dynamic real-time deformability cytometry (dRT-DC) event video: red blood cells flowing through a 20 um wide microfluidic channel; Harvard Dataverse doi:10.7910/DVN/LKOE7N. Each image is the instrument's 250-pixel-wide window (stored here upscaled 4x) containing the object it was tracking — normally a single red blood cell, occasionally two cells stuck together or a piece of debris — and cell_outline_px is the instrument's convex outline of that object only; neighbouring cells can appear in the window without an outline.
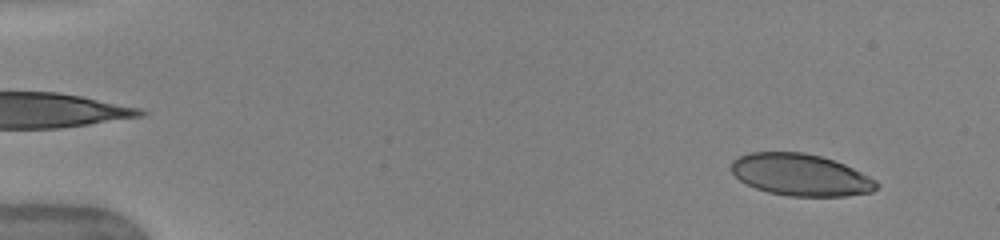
{"species": "human", "species_latin": "Homo sapiens", "temperature_condition": "warm", "stored_images_in_passage": 50, "camera_frame_rate_fps": 3000, "um_per_image_px": 0.085, "donor": {"sex": "female"}, "frame": {"image": 1, "passage_image": 4, "time_ms": 1.0, "image_size_px": [1000, 240], "cell_outline_px": [[880, 184], [872, 192], [844, 196], [788, 196], [768, 192], [756, 188], [740, 180], [732, 172], [732, 160], [748, 152], [804, 152], [820, 156], [844, 164], [876, 180]], "centroid_in_image_um": [68.05, 14.86], "position_along_channel_um": 17.0, "area_um2": 35.26}}
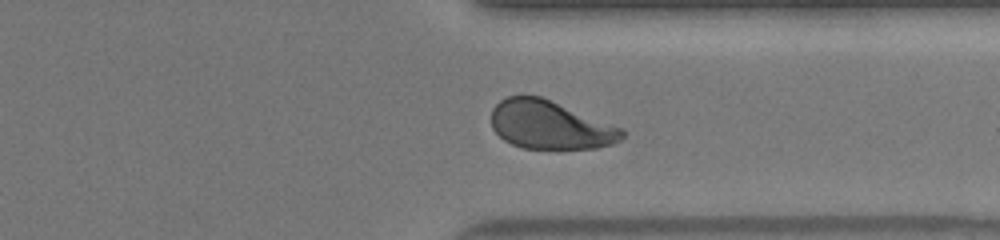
{"frame": {"image": 2, "passage_image": 39, "time_ms": 12.667, "image_size_px": [1000, 240], "cell_outline_px": [[624, 136], [620, 140], [612, 144], [596, 148], [524, 148], [512, 144], [504, 140], [492, 128], [492, 108], [500, 100], [508, 96], [540, 96], [624, 128]], "centroid_in_image_um": [46.77, 10.62], "position_along_channel_um": 364.6, "area_um2": 36.7}}
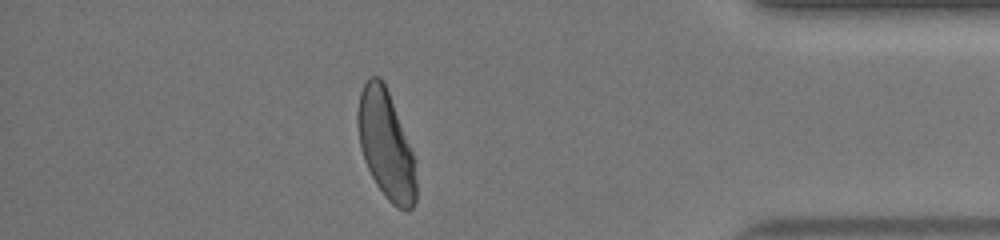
{"frame": {"image": 3, "passage_image": 44, "time_ms": 14.333, "image_size_px": [1000, 240], "cell_outline_px": [[416, 200], [412, 208], [408, 212], [396, 208], [384, 196], [376, 184], [364, 160], [360, 148], [356, 120], [356, 116], [360, 92], [368, 76], [380, 76], [388, 92], [416, 160]], "centroid_in_image_um": [32.8, 12.35], "position_along_channel_um": 402.4, "area_um2": 37.11}, "authors_computed_cell_mechanics": {"area_um2": 37.6856, "velocity_mm_per_s": 4.0421, "shape_relaxation_time_tau1_ms": 5.4873, "shape_relaxation_time_tau2_ms": null, "deformation_change_tau1": 0.1942, "deformation_change_tau2": null}}